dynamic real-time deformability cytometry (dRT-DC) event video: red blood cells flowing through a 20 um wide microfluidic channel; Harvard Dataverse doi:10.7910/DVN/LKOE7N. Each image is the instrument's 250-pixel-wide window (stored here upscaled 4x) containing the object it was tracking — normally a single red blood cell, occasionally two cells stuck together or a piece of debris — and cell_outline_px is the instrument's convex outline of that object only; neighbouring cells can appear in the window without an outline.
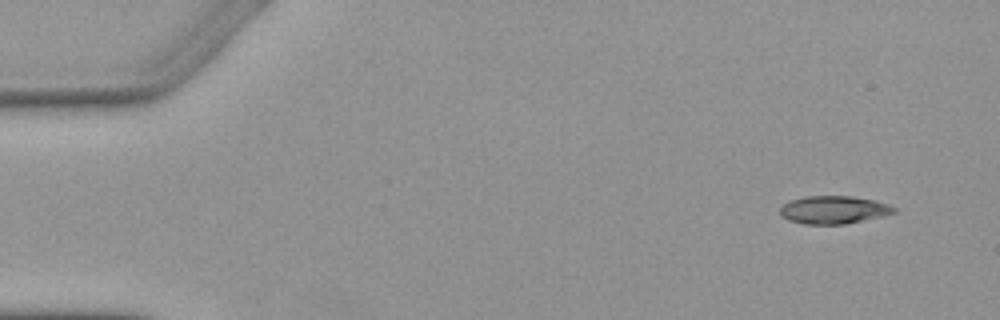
{"species": "Egyptian fruit bat (a non-hibernating species)", "species_latin": "Rousettus aegyptiacus", "temperature_condition": "warm", "stored_images_in_passage": 3, "camera_frame_rate_fps": 3000, "um_per_image_px": 0.085, "animal": {"sex": "female"}, "frame": {"image": 1, "passage_image": 1, "time_ms": 0.0, "image_size_px": [1000, 320], "cell_outline_px": [[896, 212], [884, 216], [844, 224], [804, 224], [788, 220], [780, 216], [780, 208], [784, 204], [792, 200], [804, 196], [852, 196], [876, 200], [888, 204], [896, 208]], "centroid_in_image_um": [70.87, 17.83], "position_along_channel_um": 14.1, "area_um2": 18.61}}